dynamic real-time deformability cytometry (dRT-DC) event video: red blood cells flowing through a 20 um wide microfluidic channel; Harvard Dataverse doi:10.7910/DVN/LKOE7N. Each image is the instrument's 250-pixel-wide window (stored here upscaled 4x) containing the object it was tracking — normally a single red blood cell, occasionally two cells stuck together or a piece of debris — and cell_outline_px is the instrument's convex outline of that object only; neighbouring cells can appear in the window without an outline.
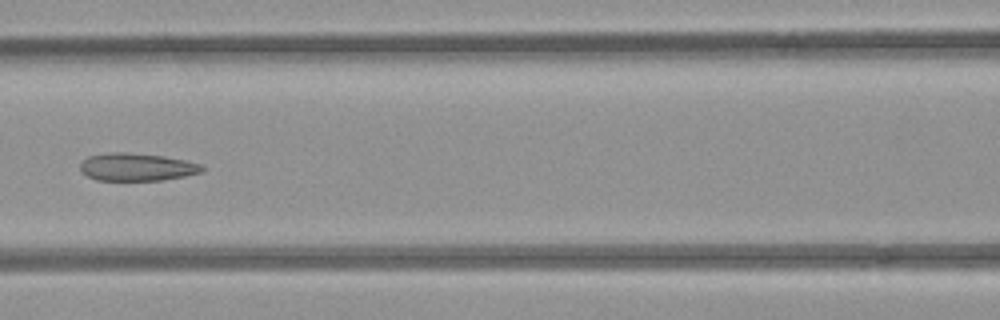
{"species": "common noctule bat (a hibernating species)", "species_latin": "Nyctalus noctula", "temperature_condition": "room temperature", "stored_images_in_passage": 6, "camera_frame_rate_fps": 3000, "um_per_image_px": 0.085, "animal": {"sex": "female", "body_mass_g": 21.9}, "frame": {"image": 1, "passage_image": 6, "time_ms": 5.667, "image_size_px": [1000, 320], "cell_outline_px": [[204, 172], [184, 176], [160, 180], [96, 180], [88, 176], [80, 168], [80, 164], [88, 156], [108, 152], [128, 152], [164, 156], [184, 160], [200, 164], [204, 168]], "centroid_in_image_um": [11.63, 14.19], "position_along_channel_um": 155.0, "area_um2": 19.59}}